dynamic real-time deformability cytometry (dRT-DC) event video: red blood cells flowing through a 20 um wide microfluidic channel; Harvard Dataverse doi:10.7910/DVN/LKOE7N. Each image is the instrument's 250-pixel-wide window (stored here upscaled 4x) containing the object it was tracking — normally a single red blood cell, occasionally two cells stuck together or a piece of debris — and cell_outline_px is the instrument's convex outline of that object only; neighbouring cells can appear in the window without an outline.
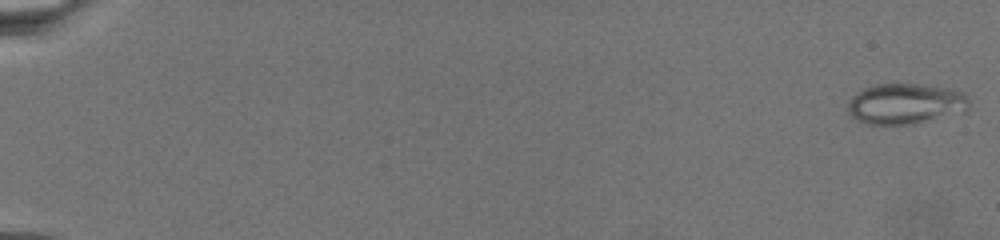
{"species": "common noctule bat (a hibernating species)", "species_latin": "Nyctalus noctula", "temperature_condition": "warm", "stored_images_in_passage": 73, "camera_frame_rate_fps": 3000, "um_per_image_px": 0.085, "animal": {"sex": "female", "body_mass_g": 19.5, "forearm_length_mm": 54.1}, "frame": {"image": 1, "passage_image": 1, "time_ms": 0.0, "image_size_px": [1000, 240], "cell_outline_px": [[968, 108], [964, 112], [916, 124], [868, 124], [852, 116], [848, 112], [848, 104], [852, 96], [856, 92], [864, 88], [876, 84], [920, 84], [948, 88], [960, 92], [968, 100]], "centroid_in_image_um": [76.95, 8.82], "position_along_channel_um": 8.0, "area_um2": 28.55}}
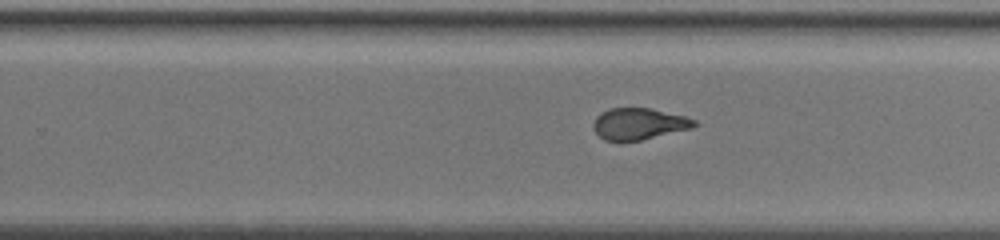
{"frame": {"image": 2, "passage_image": 49, "time_ms": 16.0, "image_size_px": [1000, 240], "cell_outline_px": [[700, 124], [692, 128], [640, 140], [604, 140], [592, 128], [592, 124], [596, 116], [600, 112], [608, 108], [652, 108], [684, 116], [696, 120]], "centroid_in_image_um": [54.3, 10.5], "position_along_channel_um": 275.5, "area_um2": 18.55}}
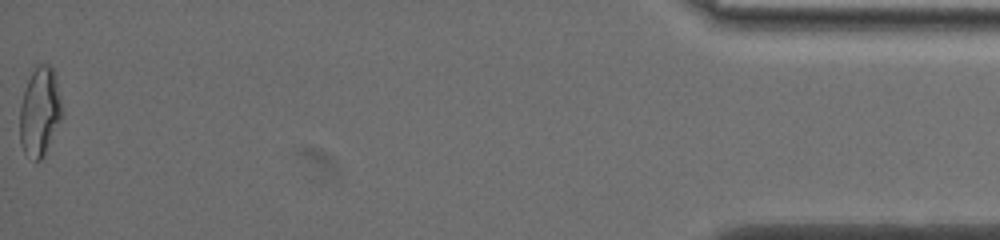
{"frame": {"image": 3, "passage_image": 73, "time_ms": 24.0, "image_size_px": [1000, 240], "cell_outline_px": [[64, 112], [44, 156], [40, 160], [36, 160], [24, 152], [20, 144], [20, 108], [24, 92], [28, 80], [36, 64], [48, 64], [52, 68], [56, 76]], "centroid_in_image_um": [3.4, 9.47], "position_along_channel_um": 431.8, "area_um2": 21.85}}